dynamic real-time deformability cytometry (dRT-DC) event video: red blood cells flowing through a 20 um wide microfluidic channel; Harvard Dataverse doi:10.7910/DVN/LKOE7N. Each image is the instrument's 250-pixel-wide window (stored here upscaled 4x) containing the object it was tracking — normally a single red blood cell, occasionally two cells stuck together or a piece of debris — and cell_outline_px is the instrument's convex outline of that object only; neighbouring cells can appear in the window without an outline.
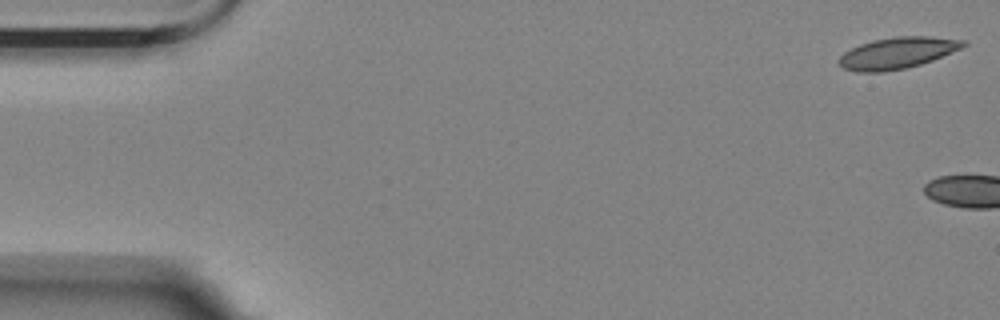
{"species": "Egyptian fruit bat (a non-hibernating species)", "species_latin": "Rousettus aegyptiacus", "temperature_condition": "room temperature", "stored_images_in_passage": 4, "camera_frame_rate_fps": 3000, "um_per_image_px": 0.085, "animal": {"sex": "female"}, "frame": {"image": 1, "passage_image": 1, "time_ms": 0.0, "image_size_px": [1000, 320], "cell_outline_px": [[968, 44], [960, 48], [932, 60], [908, 68], [884, 72], [856, 72], [844, 68], [836, 60], [844, 52], [860, 44], [872, 40], [896, 36], [928, 36], [968, 40]], "centroid_in_image_um": [76.26, 4.5], "position_along_channel_um": 8.7, "area_um2": 22.83}}